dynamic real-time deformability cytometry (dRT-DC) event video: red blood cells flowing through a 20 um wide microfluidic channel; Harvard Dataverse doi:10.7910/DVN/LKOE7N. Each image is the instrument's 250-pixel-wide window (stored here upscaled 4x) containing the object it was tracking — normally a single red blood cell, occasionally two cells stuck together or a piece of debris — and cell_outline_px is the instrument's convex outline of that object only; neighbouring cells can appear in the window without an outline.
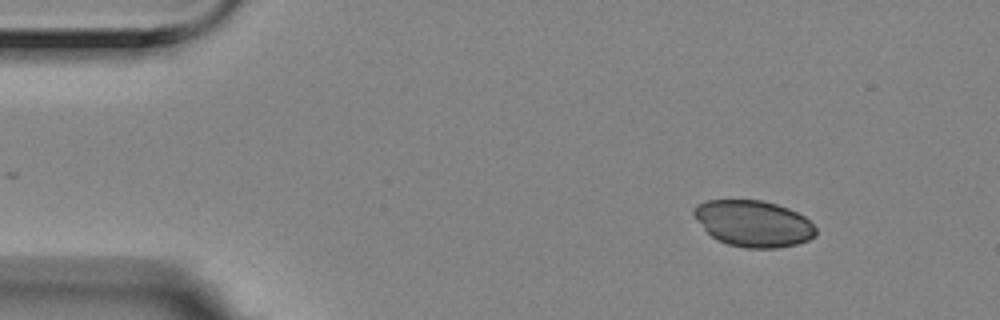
{"species": "Egyptian fruit bat (a non-hibernating species)", "species_latin": "Rousettus aegyptiacus", "temperature_condition": "room temperature", "stored_images_in_passage": 4, "camera_frame_rate_fps": 3000, "um_per_image_px": 0.085, "animal": {"sex": "female"}, "frame": {"image": 1, "passage_image": 1, "time_ms": 0.0, "image_size_px": [1000, 320], "cell_outline_px": [[816, 236], [808, 240], [796, 244], [776, 248], [744, 248], [728, 244], [716, 240], [704, 228], [692, 212], [692, 208], [696, 204], [708, 200], [764, 200], [788, 208], [804, 216], [816, 228]], "centroid_in_image_um": [64.04, 19.0], "position_along_channel_um": 21.0, "area_um2": 32.89}}